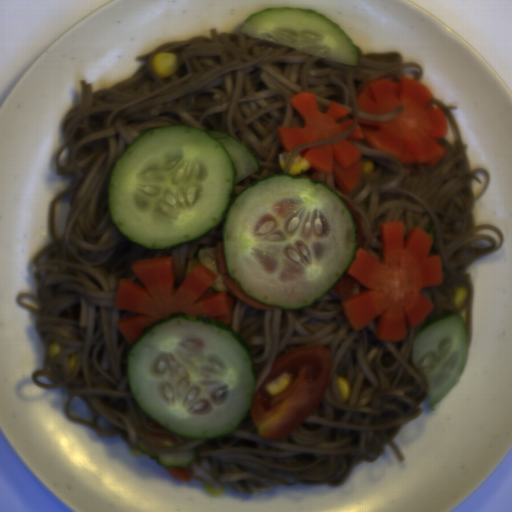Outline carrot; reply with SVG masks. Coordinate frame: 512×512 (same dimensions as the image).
<instances>
[{
  "label": "carrot",
  "mask_w": 512,
  "mask_h": 512,
  "mask_svg": "<svg viewBox=\"0 0 512 512\" xmlns=\"http://www.w3.org/2000/svg\"><path fill=\"white\" fill-rule=\"evenodd\" d=\"M352 217L357 236L355 255L333 285L339 296H347L358 283L364 291L341 301L340 308L358 331L379 316L374 339L404 340L409 327L425 320L433 311L422 293L425 286L442 285L444 264L441 255L430 256L432 237L412 227L404 240L403 221L379 223L383 248L382 263L363 251L360 216L351 203L341 197Z\"/></svg>",
  "instance_id": "b8716197"
},
{
  "label": "carrot",
  "mask_w": 512,
  "mask_h": 512,
  "mask_svg": "<svg viewBox=\"0 0 512 512\" xmlns=\"http://www.w3.org/2000/svg\"><path fill=\"white\" fill-rule=\"evenodd\" d=\"M434 95L420 81L411 77L371 79L357 94L356 107L361 112L387 114L403 106L392 120L369 121L358 117L352 134L339 142L306 148L298 154L314 170L332 172L339 188L350 193L361 182L364 163L361 150L354 143L362 140L373 150L383 151L420 174L442 161L447 148L439 144L446 136L447 119L436 105Z\"/></svg>",
  "instance_id": "cead05ca"
},
{
  "label": "carrot",
  "mask_w": 512,
  "mask_h": 512,
  "mask_svg": "<svg viewBox=\"0 0 512 512\" xmlns=\"http://www.w3.org/2000/svg\"><path fill=\"white\" fill-rule=\"evenodd\" d=\"M131 267L145 287L120 279L113 304V308L137 313L116 323L128 344L135 342L145 328L172 313L207 316L230 324L233 300L226 291L209 289L217 275L204 264L194 265L178 287L174 286L171 256L134 260Z\"/></svg>",
  "instance_id": "1c9b5961"
},
{
  "label": "carrot",
  "mask_w": 512,
  "mask_h": 512,
  "mask_svg": "<svg viewBox=\"0 0 512 512\" xmlns=\"http://www.w3.org/2000/svg\"><path fill=\"white\" fill-rule=\"evenodd\" d=\"M298 112L302 126H282L277 128L283 153H289L300 145H308L337 136L346 131L353 119L339 123L350 112L335 102L327 105V113L318 108L317 94L301 91L288 101Z\"/></svg>",
  "instance_id": "07d2c1c8"
},
{
  "label": "carrot",
  "mask_w": 512,
  "mask_h": 512,
  "mask_svg": "<svg viewBox=\"0 0 512 512\" xmlns=\"http://www.w3.org/2000/svg\"><path fill=\"white\" fill-rule=\"evenodd\" d=\"M223 282L228 287V289L232 292V294L236 298H238L239 300L244 302L245 304H247L251 307H256V308H260V309H264V310L277 309L276 307L266 306L262 303H259L255 300H253L252 298L246 296L245 294H243L242 291L240 290V288L238 287V285L235 283V281L230 276H228V275L225 276L223 279Z\"/></svg>",
  "instance_id": "79d8ee17"
},
{
  "label": "carrot",
  "mask_w": 512,
  "mask_h": 512,
  "mask_svg": "<svg viewBox=\"0 0 512 512\" xmlns=\"http://www.w3.org/2000/svg\"><path fill=\"white\" fill-rule=\"evenodd\" d=\"M216 265L218 274H225V272H228L224 256V245L222 241H217L216 244Z\"/></svg>",
  "instance_id": "46ec933d"
}]
</instances>
